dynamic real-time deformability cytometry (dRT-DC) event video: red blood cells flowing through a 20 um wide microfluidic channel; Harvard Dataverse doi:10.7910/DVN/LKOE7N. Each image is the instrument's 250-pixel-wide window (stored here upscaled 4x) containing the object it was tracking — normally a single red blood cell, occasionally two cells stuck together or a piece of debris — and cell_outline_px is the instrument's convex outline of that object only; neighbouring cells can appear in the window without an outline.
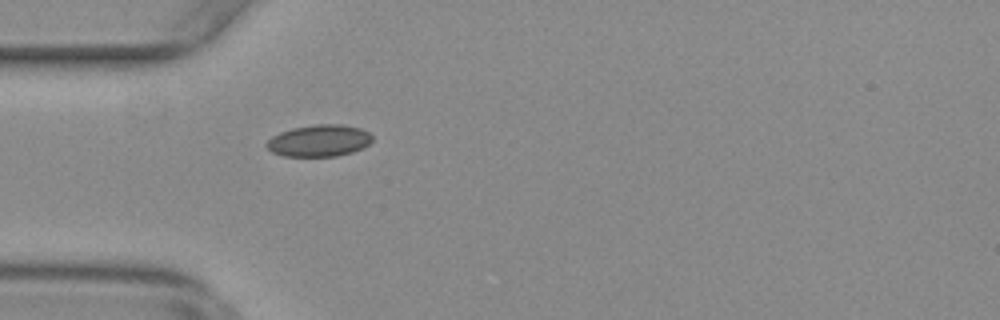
{"species": "common noctule bat (a hibernating species)", "species_latin": "Nyctalus noctula", "temperature_condition": "warm", "stored_images_in_passage": 43, "camera_frame_rate_fps": 3000, "um_per_image_px": 0.085, "animal": {"sex": "female", "body_mass_g": 29.2, "forearm_length_mm": 56.3}, "frame": {"image": 1, "passage_image": 4, "time_ms": 1.0, "image_size_px": [1000, 320], "cell_outline_px": [[372, 140], [364, 148], [352, 152], [336, 156], [284, 156], [272, 152], [264, 144], [272, 136], [280, 132], [292, 128], [316, 124], [340, 124], [360, 128], [368, 132], [372, 136]], "centroid_in_image_um": [27.12, 11.95], "position_along_channel_um": 57.9, "area_um2": 19.59}}
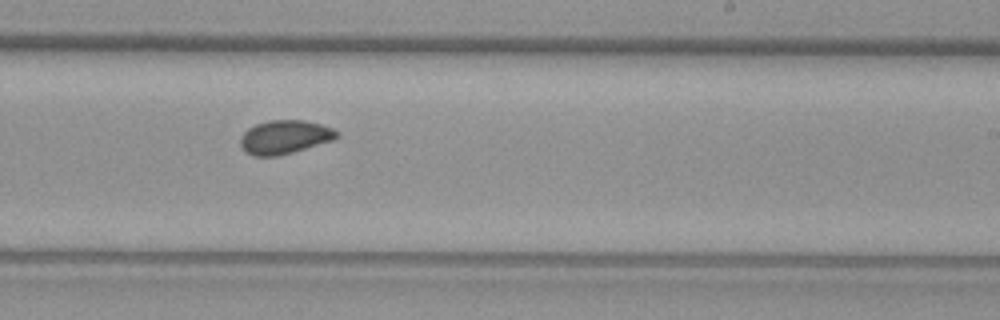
{"frame": {"image": 2, "passage_image": 21, "time_ms": 6.667, "image_size_px": [1000, 320], "cell_outline_px": [[336, 136], [332, 140], [292, 152], [276, 156], [252, 156], [240, 144], [240, 136], [248, 128], [256, 124], [268, 120], [304, 120], [320, 124], [332, 128], [336, 132]], "centroid_in_image_um": [24.15, 11.64], "position_along_channel_um": 264.9, "area_um2": 18.55}}
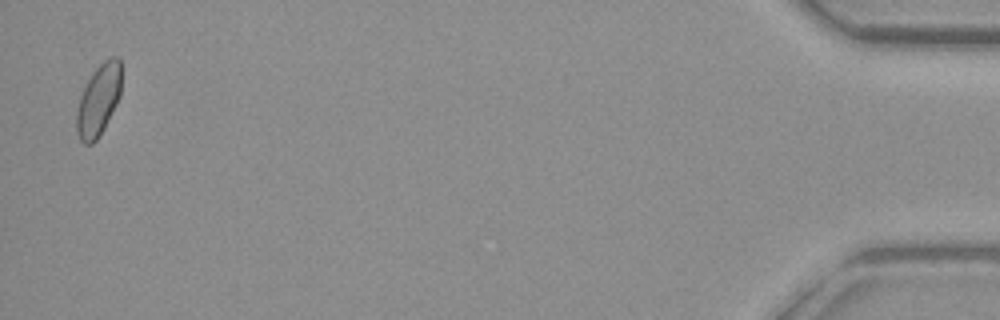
{"frame": {"image": 3, "passage_image": 42, "time_ms": 13.667, "image_size_px": [1000, 320], "cell_outline_px": [[120, 96], [104, 128], [96, 140], [92, 144], [84, 144], [80, 140], [76, 132], [76, 112], [80, 96], [92, 72], [104, 60], [112, 56], [120, 56]], "centroid_in_image_um": [8.36, 8.51], "position_along_channel_um": 426.8, "area_um2": 18.55}, "authors_computed_cell_mechanics": {"area_um2": 18.5538, "velocity_mm_per_s": 3.7069, "shape_relaxation_time_tau1_ms": 11.2316, "shape_relaxation_time_tau2_ms": 1.7267, "deformation_change_tau1": 0.0937, "deformation_change_tau2": 0.0439}}